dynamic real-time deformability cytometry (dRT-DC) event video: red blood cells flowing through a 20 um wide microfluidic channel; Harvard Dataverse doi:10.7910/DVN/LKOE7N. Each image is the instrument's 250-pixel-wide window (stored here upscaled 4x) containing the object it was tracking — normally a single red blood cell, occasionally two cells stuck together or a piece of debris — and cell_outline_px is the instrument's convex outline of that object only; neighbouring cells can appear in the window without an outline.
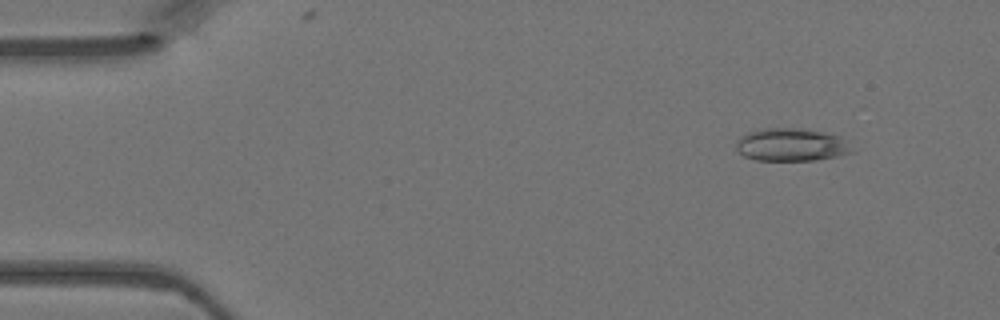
{"species": "Egyptian fruit bat (a non-hibernating species)", "species_latin": "Rousettus aegyptiacus", "temperature_condition": "warm", "stored_images_in_passage": 14, "camera_frame_rate_fps": 3000, "um_per_image_px": 0.085, "animal": {"sex": "female"}, "frame": {"image": 1, "passage_image": 5, "time_ms": 1.333, "image_size_px": [1000, 320], "cell_outline_px": [[860, 148], [856, 152], [816, 160], [756, 160], [744, 156], [736, 152], [736, 140], [740, 136], [748, 132], [760, 128], [800, 128], [824, 132], [840, 136], [852, 140]], "centroid_in_image_um": [67.38, 12.3], "position_along_channel_um": 17.6, "area_um2": 23.06}}
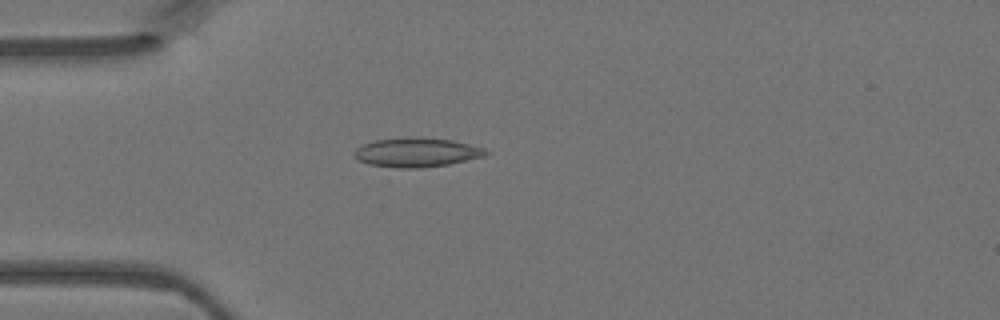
{"frame": {"image": 2, "passage_image": 13, "time_ms": 4.0, "image_size_px": [1000, 320], "cell_outline_px": [[492, 152], [484, 156], [448, 164], [420, 168], [396, 168], [368, 164], [356, 160], [352, 156], [352, 152], [356, 148], [364, 144], [376, 140], [408, 136], [416, 136], [452, 140], [484, 148]], "centroid_in_image_um": [35.37, 12.94], "position_along_channel_um": 49.6, "area_um2": 22.72}}